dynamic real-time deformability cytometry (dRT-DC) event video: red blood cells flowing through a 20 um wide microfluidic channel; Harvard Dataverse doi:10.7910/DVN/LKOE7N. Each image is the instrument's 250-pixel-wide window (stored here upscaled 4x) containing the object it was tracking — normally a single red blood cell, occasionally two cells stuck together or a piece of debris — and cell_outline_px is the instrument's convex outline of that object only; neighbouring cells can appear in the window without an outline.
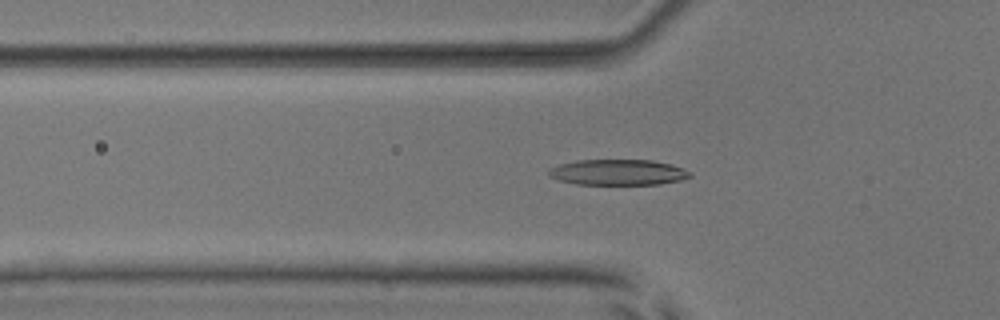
{"species": "common noctule bat (a hibernating species)", "species_latin": "Nyctalus noctula", "temperature_condition": "room temperature", "stored_images_in_passage": 47, "camera_frame_rate_fps": 3000, "um_per_image_px": 0.085, "animal": {"sex": "male", "body_mass_g": 17.9, "forearm_length_mm": 54.2}, "frame": {"image": 1, "passage_image": 13, "time_ms": 4.0, "image_size_px": [1000, 320], "cell_outline_px": [[692, 176], [680, 180], [660, 184], [576, 184], [560, 180], [548, 176], [548, 172], [552, 168], [560, 164], [576, 160], [652, 160], [672, 164], [692, 172]], "centroid_in_image_um": [52.56, 14.64], "position_along_channel_um": 73.2, "area_um2": 21.1}}
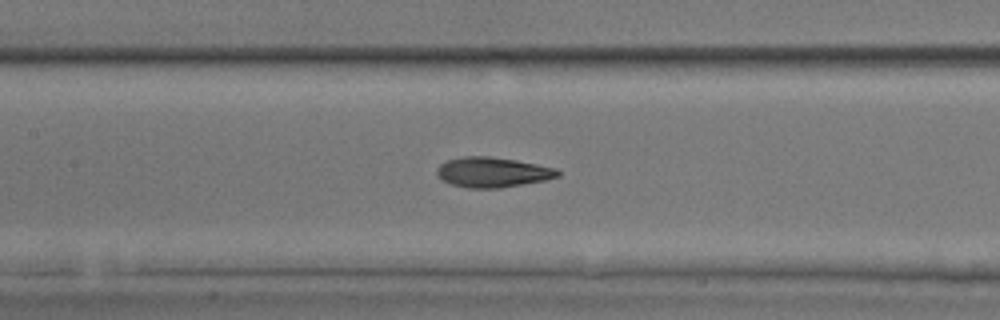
{"frame": {"image": 2, "passage_image": 20, "time_ms": 6.333, "image_size_px": [1000, 320], "cell_outline_px": [[560, 176], [544, 180], [496, 188], [468, 188], [452, 184], [440, 180], [436, 172], [436, 168], [440, 164], [448, 160], [464, 156], [488, 156], [516, 160], [556, 168], [560, 172]], "centroid_in_image_um": [41.83, 14.63], "position_along_channel_um": 165.6, "area_um2": 21.04}}
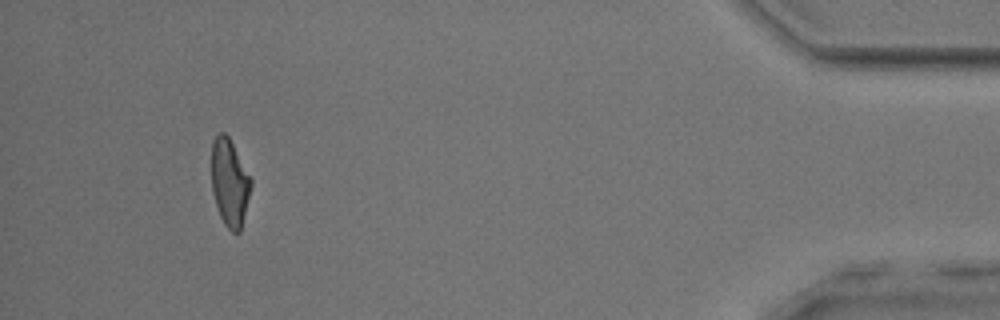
{"frame": {"image": 3, "passage_image": 44, "time_ms": 14.333, "image_size_px": [1000, 320], "cell_outline_px": [[252, 184], [240, 232], [236, 236], [224, 224], [220, 216], [212, 192], [212, 140], [220, 132], [224, 132], [228, 136], [252, 180]], "centroid_in_image_um": [19.51, 15.55], "position_along_channel_um": 415.7, "area_um2": 19.94}, "authors_computed_cell_mechanics": {"area_um2": 20.7502, "velocity_mm_per_s": 3.9453, "shape_relaxation_time_tau1_ms": 4.4269, "shape_relaxation_time_tau2_ms": 1.381, "deformation_change_tau1": 0.183, "deformation_change_tau2": 0.0973}}